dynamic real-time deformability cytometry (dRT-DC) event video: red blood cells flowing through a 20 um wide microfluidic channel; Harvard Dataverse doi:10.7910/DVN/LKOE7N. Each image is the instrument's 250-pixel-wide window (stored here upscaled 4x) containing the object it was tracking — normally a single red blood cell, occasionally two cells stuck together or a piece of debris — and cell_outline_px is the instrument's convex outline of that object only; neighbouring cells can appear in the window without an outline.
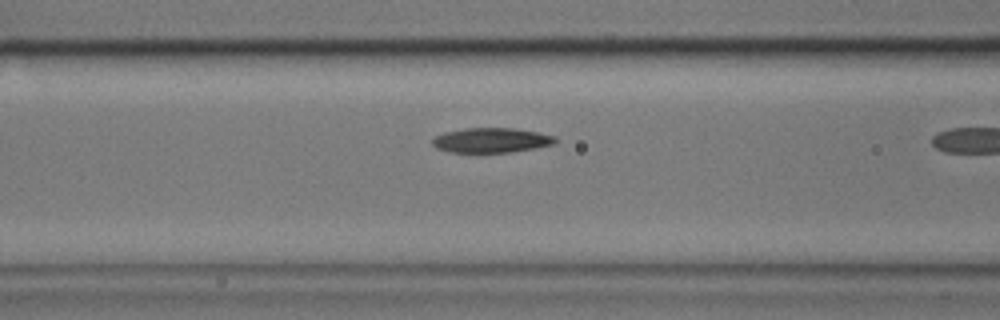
{"species": "common noctule bat (a hibernating species)", "species_latin": "Nyctalus noctula", "temperature_condition": "cold", "stored_images_in_passage": 10, "camera_frame_rate_fps": 3000, "um_per_image_px": 0.085, "animal": {"sex": "male", "body_mass_g": 17.9}, "frame": {"image": 1, "passage_image": 9, "time_ms": 2.667, "image_size_px": [1000, 320], "cell_outline_px": [[560, 140], [556, 144], [536, 148], [512, 152], [448, 152], [436, 148], [432, 144], [432, 140], [436, 136], [444, 132], [464, 128], [512, 128], [536, 132], [556, 136]], "centroid_in_image_um": [41.8, 11.92], "position_along_channel_um": 124.8, "area_um2": 17.92}}